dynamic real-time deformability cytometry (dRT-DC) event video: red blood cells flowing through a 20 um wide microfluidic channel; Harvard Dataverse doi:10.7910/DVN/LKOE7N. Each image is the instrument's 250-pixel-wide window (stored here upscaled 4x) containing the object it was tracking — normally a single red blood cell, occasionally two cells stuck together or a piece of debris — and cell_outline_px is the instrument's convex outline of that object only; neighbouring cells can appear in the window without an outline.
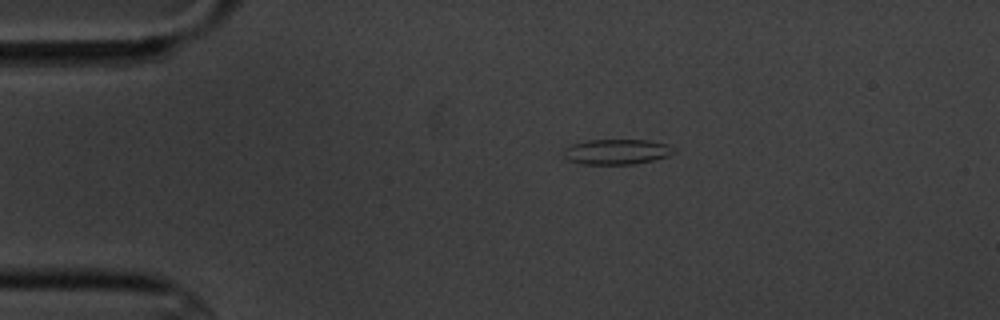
{"species": "common noctule bat (a hibernating species)", "species_latin": "Nyctalus noctula", "temperature_condition": "cold", "stored_images_in_passage": 2, "camera_frame_rate_fps": 3000, "um_per_image_px": 0.085, "animal": {"sex": "male", "body_mass_g": 20.1, "forearm_length_mm": 53.5}, "frame": {"image": 1, "passage_image": 1, "time_ms": 0.0, "image_size_px": [1000, 320], "cell_outline_px": [[676, 152], [668, 156], [636, 164], [580, 164], [568, 160], [564, 156], [564, 148], [572, 144], [588, 140], [648, 140], [668, 144], [676, 148]], "centroid_in_image_um": [52.44, 12.9], "position_along_channel_um": 32.6, "area_um2": 16.36}}